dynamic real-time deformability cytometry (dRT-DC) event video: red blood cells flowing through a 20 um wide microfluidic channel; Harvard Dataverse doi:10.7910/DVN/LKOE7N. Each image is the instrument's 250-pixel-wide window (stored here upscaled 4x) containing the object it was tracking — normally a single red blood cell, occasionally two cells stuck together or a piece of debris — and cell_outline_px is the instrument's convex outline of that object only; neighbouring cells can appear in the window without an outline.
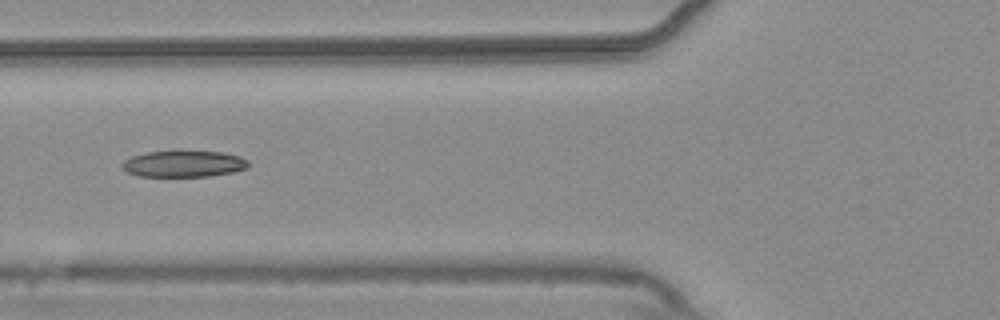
{"species": "common noctule bat (a hibernating species)", "species_latin": "Nyctalus noctula", "temperature_condition": "warm", "stored_images_in_passage": 6, "camera_frame_rate_fps": 3000, "um_per_image_px": 0.085, "animal": {"sex": "male", "body_mass_g": 20.4}, "frame": {"image": 1, "passage_image": 5, "time_ms": 1.333, "image_size_px": [1000, 320], "cell_outline_px": [[248, 168], [232, 172], [208, 176], [136, 176], [128, 172], [120, 164], [124, 160], [132, 156], [148, 152], [176, 148], [180, 148], [224, 152], [240, 156], [248, 160]], "centroid_in_image_um": [15.62, 13.87], "position_along_channel_um": 110.2, "area_um2": 20.29}}
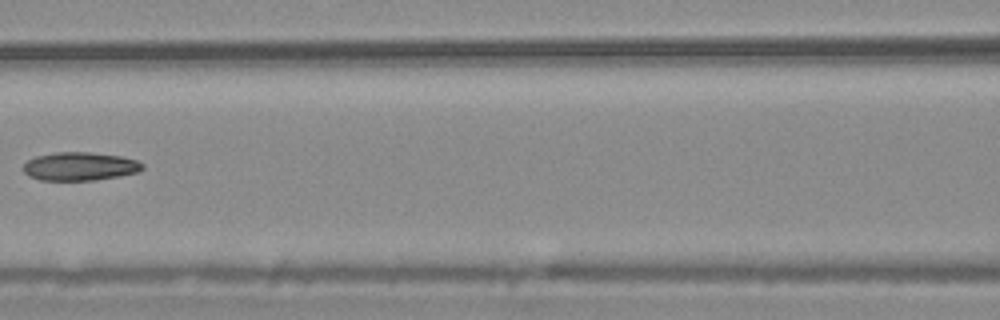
{"frame": {"image": 2, "passage_image": 6, "time_ms": 1.667, "image_size_px": [1000, 320], "cell_outline_px": [[144, 168], [136, 172], [120, 176], [96, 180], [40, 180], [28, 176], [24, 172], [24, 164], [28, 160], [36, 156], [56, 152], [92, 152], [120, 156], [136, 160], [144, 164]], "centroid_in_image_um": [6.79, 14.14], "position_along_channel_um": 159.8, "area_um2": 19.71}}